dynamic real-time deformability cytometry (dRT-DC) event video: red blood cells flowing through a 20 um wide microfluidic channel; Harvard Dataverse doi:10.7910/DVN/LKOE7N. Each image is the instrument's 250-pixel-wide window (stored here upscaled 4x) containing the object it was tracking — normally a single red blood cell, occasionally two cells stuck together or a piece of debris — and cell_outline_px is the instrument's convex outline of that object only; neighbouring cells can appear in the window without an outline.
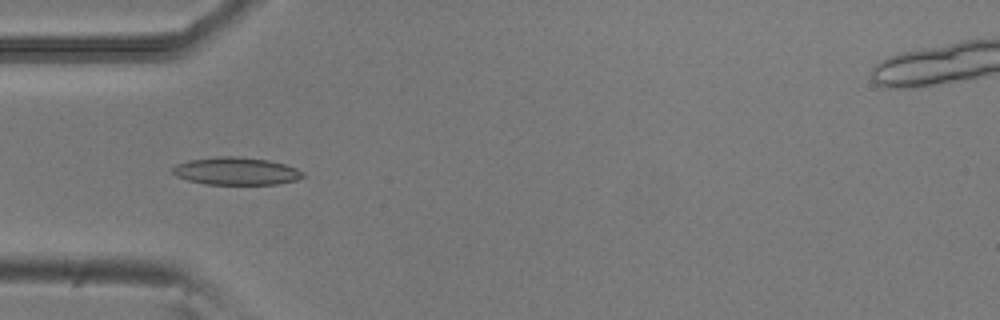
{"species": "common noctule bat (a hibernating species)", "species_latin": "Nyctalus noctula", "temperature_condition": "room temperature", "stored_images_in_passage": 8, "camera_frame_rate_fps": 3000, "um_per_image_px": 0.085, "animal": {"sex": "male", "body_mass_g": 20.5, "forearm_length_mm": 52.5}, "frame": {"image": 1, "passage_image": 5, "time_ms": 1.333, "image_size_px": [1000, 320], "cell_outline_px": [[304, 176], [296, 180], [276, 184], [204, 184], [188, 180], [176, 176], [172, 172], [172, 168], [176, 164], [188, 160], [216, 156], [240, 156], [268, 160], [284, 164], [296, 168], [304, 172]], "centroid_in_image_um": [20.05, 14.53], "position_along_channel_um": 65.0, "area_um2": 21.04}}
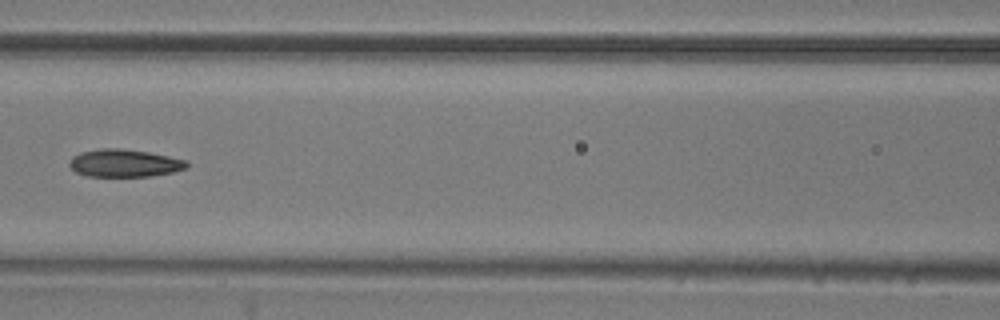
{"frame": {"image": 2, "passage_image": 7, "time_ms": 2.0, "image_size_px": [1000, 320], "cell_outline_px": [[188, 168], [172, 172], [152, 176], [88, 176], [76, 172], [68, 164], [72, 156], [80, 152], [100, 148], [120, 148], [148, 152], [168, 156], [184, 160], [188, 164]], "centroid_in_image_um": [10.55, 13.86], "position_along_channel_um": 156.1, "area_um2": 18.84}}
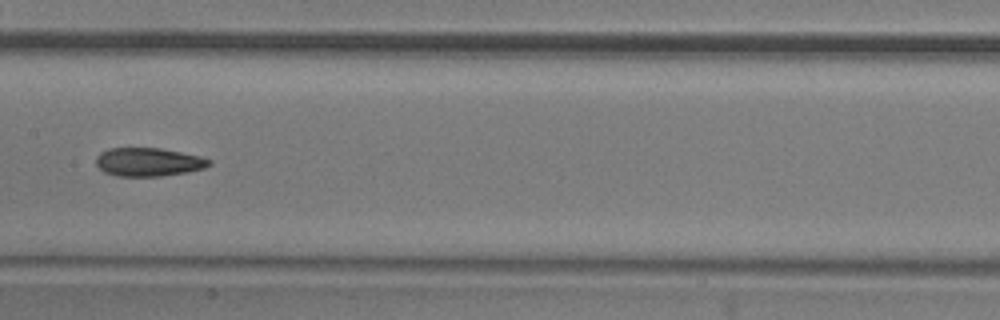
{"frame": {"image": 3, "passage_image": 8, "time_ms": 2.333, "image_size_px": [1000, 320], "cell_outline_px": [[212, 164], [204, 168], [184, 172], [160, 176], [120, 176], [104, 172], [96, 164], [96, 156], [100, 152], [108, 148], [160, 148], [200, 156], [212, 160]], "centroid_in_image_um": [12.6, 13.76], "position_along_channel_um": 194.8, "area_um2": 18.67}}